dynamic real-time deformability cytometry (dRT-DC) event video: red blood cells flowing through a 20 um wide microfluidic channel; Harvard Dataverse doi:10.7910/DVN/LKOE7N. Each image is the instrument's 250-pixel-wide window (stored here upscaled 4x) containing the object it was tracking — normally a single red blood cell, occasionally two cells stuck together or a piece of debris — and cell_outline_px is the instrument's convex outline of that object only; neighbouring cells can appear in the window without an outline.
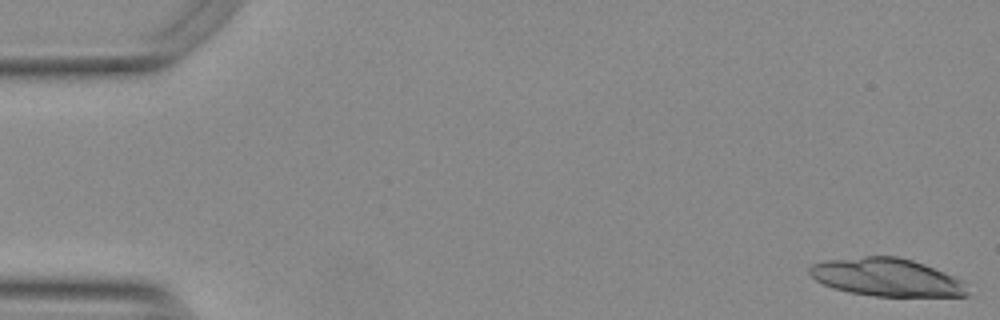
{"species": "Egyptian fruit bat (a non-hibernating species)", "species_latin": "Rousettus aegyptiacus", "temperature_condition": "warm", "stored_images_in_passage": 8, "camera_frame_rate_fps": 3000, "um_per_image_px": 0.085, "animal": {"sex": "female"}, "frame": {"image": 1, "passage_image": 1, "time_ms": 0.0, "image_size_px": [1000, 320], "cell_outline_px": [[968, 296], [872, 296], [848, 292], [832, 288], [816, 280], [808, 272], [808, 268], [812, 264], [824, 260], [864, 256], [896, 256], [912, 260], [924, 264], [964, 280], [968, 292]], "centroid_in_image_um": [75.36, 23.57], "position_along_channel_um": 9.6, "area_um2": 35.03}}